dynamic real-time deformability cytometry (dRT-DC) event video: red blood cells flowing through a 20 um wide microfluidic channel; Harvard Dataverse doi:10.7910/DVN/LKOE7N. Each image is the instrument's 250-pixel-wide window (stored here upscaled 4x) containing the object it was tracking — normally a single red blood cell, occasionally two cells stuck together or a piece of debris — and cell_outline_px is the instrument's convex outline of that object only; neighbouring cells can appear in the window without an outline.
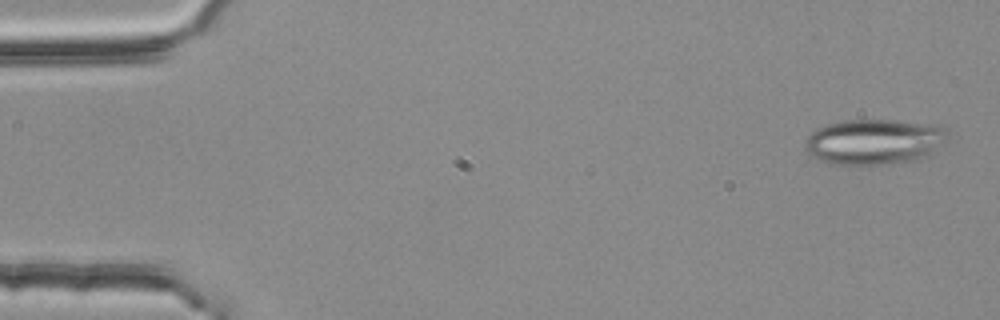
{"species": "common noctule bat (a hibernating species)", "species_latin": "Nyctalus noctula", "temperature_condition": "room temperature", "stored_images_in_passage": 4, "camera_frame_rate_fps": 3000, "um_per_image_px": 0.085, "animal": {"sex": "female", "body_mass_g": 25.1}, "frame": {"image": 1, "passage_image": 1, "time_ms": 0.0, "image_size_px": [1000, 320], "cell_outline_px": [[948, 140], [924, 156], [916, 160], [884, 164], [832, 164], [820, 160], [812, 156], [804, 148], [804, 144], [808, 136], [816, 128], [824, 124], [844, 120], [896, 120], [940, 124], [944, 128]], "centroid_in_image_um": [74.29, 12.02], "position_along_channel_um": 10.7, "area_um2": 37.86}}